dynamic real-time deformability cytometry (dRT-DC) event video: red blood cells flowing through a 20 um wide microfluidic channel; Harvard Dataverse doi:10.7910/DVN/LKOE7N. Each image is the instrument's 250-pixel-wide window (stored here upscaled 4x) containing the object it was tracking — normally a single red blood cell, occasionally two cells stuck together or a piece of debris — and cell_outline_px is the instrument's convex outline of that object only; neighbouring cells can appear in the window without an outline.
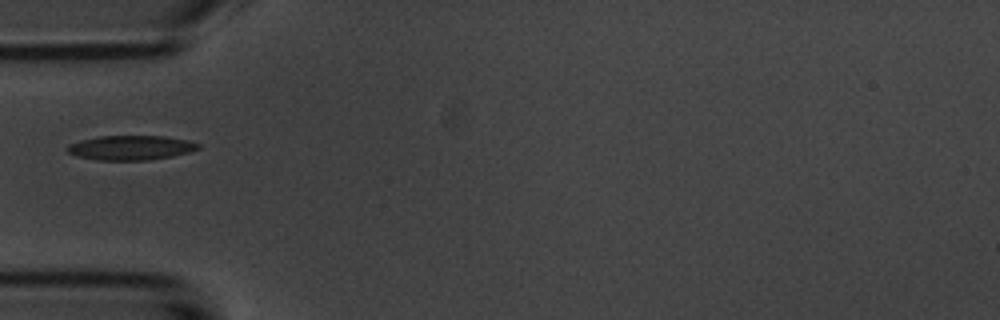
{"species": "common noctule bat (a hibernating species)", "species_latin": "Nyctalus noctula", "temperature_condition": "room temperature", "stored_images_in_passage": 8, "camera_frame_rate_fps": 3000, "um_per_image_px": 0.085, "animal": {"sex": "male", "body_mass_g": 20.1, "forearm_length_mm": 53.5}, "frame": {"image": 1, "passage_image": 5, "time_ms": 5.667, "image_size_px": [1000, 320], "cell_outline_px": [[200, 148], [188, 152], [172, 156], [148, 160], [96, 160], [76, 156], [68, 152], [68, 144], [80, 140], [100, 136], [164, 136], [188, 140], [200, 144]], "centroid_in_image_um": [11.11, 12.55], "position_along_channel_um": 73.9, "area_um2": 18.67}}
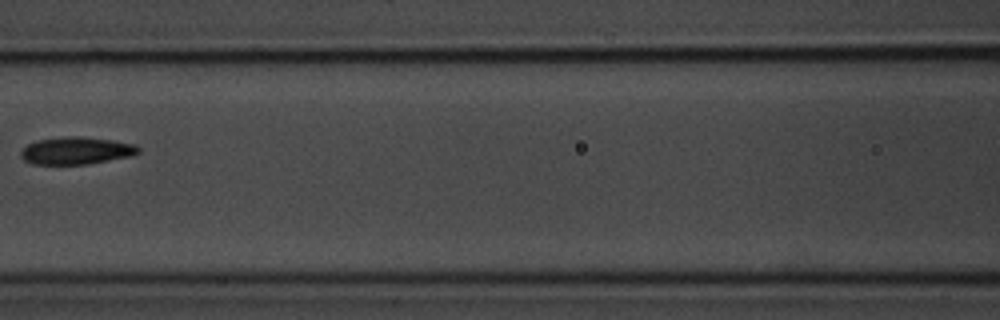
{"frame": {"image": 2, "passage_image": 7, "time_ms": 8.0, "image_size_px": [1000, 320], "cell_outline_px": [[140, 152], [132, 156], [88, 164], [32, 164], [24, 160], [20, 156], [20, 152], [28, 144], [36, 140], [68, 136], [76, 136], [112, 140], [136, 144], [140, 148]], "centroid_in_image_um": [6.5, 12.81], "position_along_channel_um": 160.1, "area_um2": 18.79}}
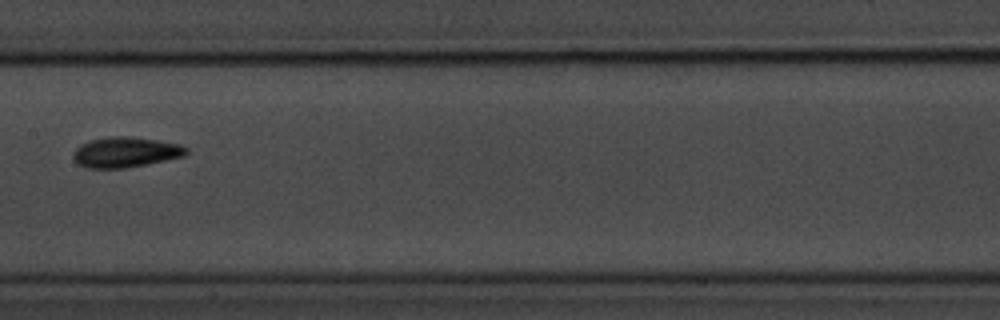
{"frame": {"image": 3, "passage_image": 8, "time_ms": 9.0, "image_size_px": [1000, 320], "cell_outline_px": [[188, 152], [184, 156], [124, 168], [88, 168], [76, 164], [72, 156], [72, 152], [80, 144], [88, 140], [108, 136], [128, 136], [156, 140], [180, 144], [188, 148]], "centroid_in_image_um": [10.61, 12.92], "position_along_channel_um": 196.8, "area_um2": 20.06}}